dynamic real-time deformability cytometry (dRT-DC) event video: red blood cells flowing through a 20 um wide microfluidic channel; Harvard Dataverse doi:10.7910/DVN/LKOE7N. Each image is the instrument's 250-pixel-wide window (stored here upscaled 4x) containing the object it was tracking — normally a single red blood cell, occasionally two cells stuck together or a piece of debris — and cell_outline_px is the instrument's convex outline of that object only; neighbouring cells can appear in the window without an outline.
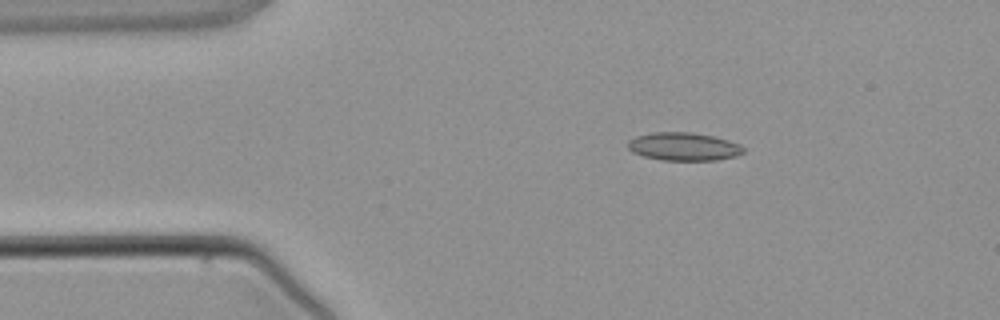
{"species": "common noctule bat (a hibernating species)", "species_latin": "Nyctalus noctula", "temperature_condition": "warm", "stored_images_in_passage": 3, "camera_frame_rate_fps": 3000, "um_per_image_px": 0.085, "animal": {"sex": "male", "body_mass_g": 21.5, "forearm_length_mm": 52.0}, "frame": {"image": 1, "passage_image": 2, "time_ms": 1.333, "image_size_px": [1000, 320], "cell_outline_px": [[744, 152], [736, 156], [716, 160], [660, 160], [644, 156], [632, 152], [628, 148], [628, 140], [636, 136], [652, 132], [692, 132], [712, 136], [728, 140], [740, 144], [744, 148]], "centroid_in_image_um": [58.1, 12.45], "position_along_channel_um": 26.9, "area_um2": 18.96}}
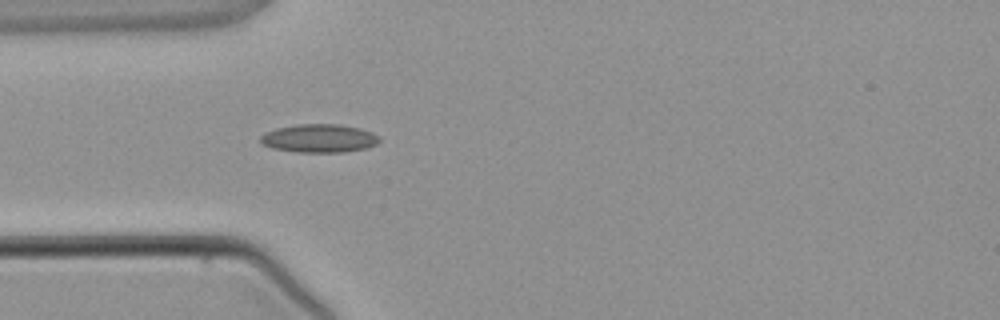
{"frame": {"image": 2, "passage_image": 3, "time_ms": 3.0, "image_size_px": [1000, 320], "cell_outline_px": [[380, 140], [376, 144], [368, 148], [344, 152], [296, 152], [272, 148], [260, 144], [260, 136], [264, 132], [276, 128], [296, 124], [340, 124], [360, 128], [372, 132], [380, 136]], "centroid_in_image_um": [27.12, 11.75], "position_along_channel_um": 57.9, "area_um2": 19.94}}